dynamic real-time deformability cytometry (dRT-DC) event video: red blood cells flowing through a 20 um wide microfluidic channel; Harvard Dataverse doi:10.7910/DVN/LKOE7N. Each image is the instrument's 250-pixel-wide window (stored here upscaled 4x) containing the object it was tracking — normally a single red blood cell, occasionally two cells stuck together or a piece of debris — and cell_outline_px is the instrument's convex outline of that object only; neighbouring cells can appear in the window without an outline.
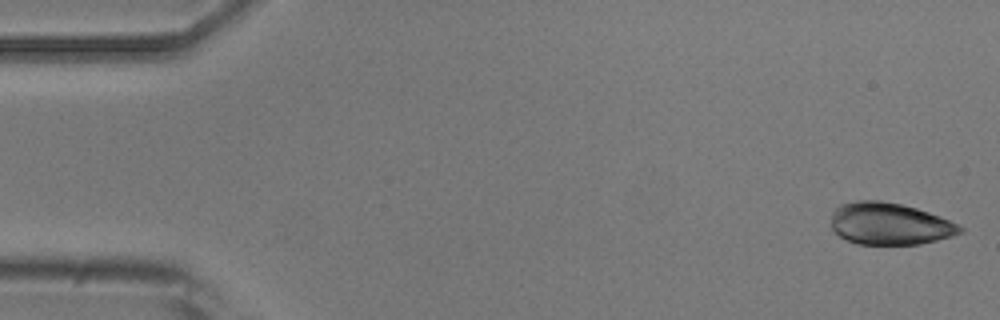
{"species": "common noctule bat (a hibernating species)", "species_latin": "Nyctalus noctula", "temperature_condition": "room temperature", "stored_images_in_passage": 8, "camera_frame_rate_fps": 3000, "um_per_image_px": 0.085, "animal": {"sex": "male", "body_mass_g": 20.5, "forearm_length_mm": 52.5}, "frame": {"image": 1, "passage_image": 1, "time_ms": 0.0, "image_size_px": [1000, 320], "cell_outline_px": [[964, 232], [952, 236], [920, 244], [856, 244], [840, 236], [832, 228], [832, 212], [840, 204], [856, 200], [880, 200], [900, 204], [916, 208], [940, 216], [964, 228]], "centroid_in_image_um": [75.61, 19.01], "position_along_channel_um": 9.4, "area_um2": 31.44}}
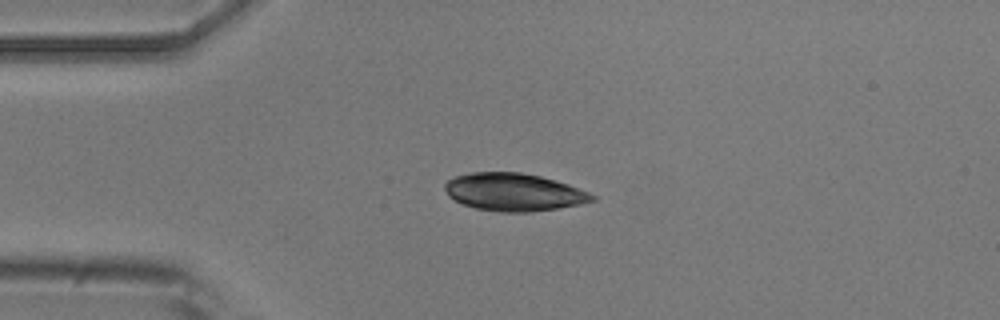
{"frame": {"image": 2, "passage_image": 4, "time_ms": 3.667, "image_size_px": [1000, 320], "cell_outline_px": [[596, 200], [580, 204], [532, 212], [500, 212], [476, 208], [464, 204], [448, 196], [444, 188], [444, 184], [452, 176], [468, 172], [520, 172], [540, 176], [556, 180], [568, 184], [588, 192], [596, 196]], "centroid_in_image_um": [43.65, 16.32], "position_along_channel_um": 41.3, "area_um2": 32.43}}